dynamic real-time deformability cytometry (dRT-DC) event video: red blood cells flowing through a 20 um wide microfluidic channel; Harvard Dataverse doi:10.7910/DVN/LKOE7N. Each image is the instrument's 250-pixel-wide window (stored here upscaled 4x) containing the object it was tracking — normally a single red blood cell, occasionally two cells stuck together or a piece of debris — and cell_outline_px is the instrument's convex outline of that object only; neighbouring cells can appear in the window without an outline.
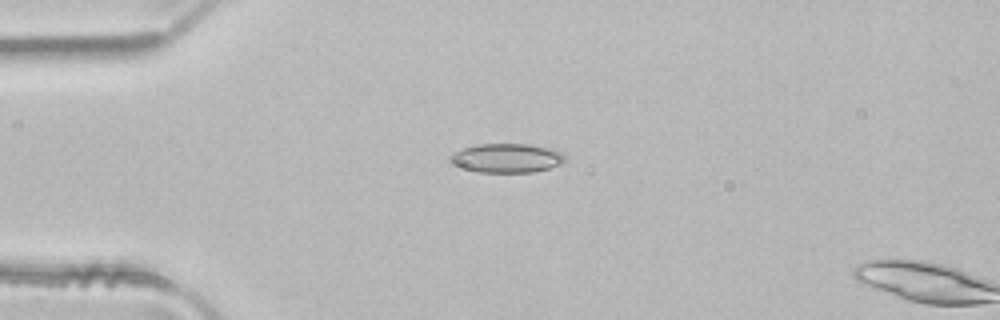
{"species": "common noctule bat (a hibernating species)", "species_latin": "Nyctalus noctula", "temperature_condition": "room temperature", "stored_images_in_passage": 4, "camera_frame_rate_fps": 3000, "um_per_image_px": 0.085, "animal": {"sex": "male", "body_mass_g": 21.5, "forearm_length_mm": 52.0}, "frame": {"image": 1, "passage_image": 3, "time_ms": 0.667, "image_size_px": [1000, 320], "cell_outline_px": [[564, 160], [560, 164], [548, 168], [532, 172], [480, 172], [448, 164], [448, 156], [452, 152], [476, 144], [532, 144], [548, 148], [560, 152], [564, 156]], "centroid_in_image_um": [42.97, 13.43], "position_along_channel_um": 42.0, "area_um2": 19.48}}